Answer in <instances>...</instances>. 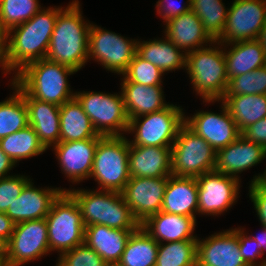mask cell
<instances>
[{
    "label": "cell",
    "instance_id": "39",
    "mask_svg": "<svg viewBox=\"0 0 266 266\" xmlns=\"http://www.w3.org/2000/svg\"><path fill=\"white\" fill-rule=\"evenodd\" d=\"M164 73L149 61L141 58L137 53L129 63L122 76L128 82H135L146 86H162Z\"/></svg>",
    "mask_w": 266,
    "mask_h": 266
},
{
    "label": "cell",
    "instance_id": "20",
    "mask_svg": "<svg viewBox=\"0 0 266 266\" xmlns=\"http://www.w3.org/2000/svg\"><path fill=\"white\" fill-rule=\"evenodd\" d=\"M266 158V149L240 135L234 142L216 151L214 171L240 180L239 173L252 168Z\"/></svg>",
    "mask_w": 266,
    "mask_h": 266
},
{
    "label": "cell",
    "instance_id": "26",
    "mask_svg": "<svg viewBox=\"0 0 266 266\" xmlns=\"http://www.w3.org/2000/svg\"><path fill=\"white\" fill-rule=\"evenodd\" d=\"M161 211L196 218L198 215V184L196 177H168Z\"/></svg>",
    "mask_w": 266,
    "mask_h": 266
},
{
    "label": "cell",
    "instance_id": "1",
    "mask_svg": "<svg viewBox=\"0 0 266 266\" xmlns=\"http://www.w3.org/2000/svg\"><path fill=\"white\" fill-rule=\"evenodd\" d=\"M80 6L78 0H73L59 11L46 54L47 60L71 67L76 72L89 62L91 23L83 19Z\"/></svg>",
    "mask_w": 266,
    "mask_h": 266
},
{
    "label": "cell",
    "instance_id": "24",
    "mask_svg": "<svg viewBox=\"0 0 266 266\" xmlns=\"http://www.w3.org/2000/svg\"><path fill=\"white\" fill-rule=\"evenodd\" d=\"M164 25H166L164 36L185 54L209 46L208 43L214 42L192 10L170 19Z\"/></svg>",
    "mask_w": 266,
    "mask_h": 266
},
{
    "label": "cell",
    "instance_id": "35",
    "mask_svg": "<svg viewBox=\"0 0 266 266\" xmlns=\"http://www.w3.org/2000/svg\"><path fill=\"white\" fill-rule=\"evenodd\" d=\"M222 0H191V10L201 20L205 32L217 41L225 28L228 7Z\"/></svg>",
    "mask_w": 266,
    "mask_h": 266
},
{
    "label": "cell",
    "instance_id": "31",
    "mask_svg": "<svg viewBox=\"0 0 266 266\" xmlns=\"http://www.w3.org/2000/svg\"><path fill=\"white\" fill-rule=\"evenodd\" d=\"M240 132L266 117V94L223 96L220 100Z\"/></svg>",
    "mask_w": 266,
    "mask_h": 266
},
{
    "label": "cell",
    "instance_id": "14",
    "mask_svg": "<svg viewBox=\"0 0 266 266\" xmlns=\"http://www.w3.org/2000/svg\"><path fill=\"white\" fill-rule=\"evenodd\" d=\"M198 215L217 216L234 206L240 197L241 180L216 171L196 177Z\"/></svg>",
    "mask_w": 266,
    "mask_h": 266
},
{
    "label": "cell",
    "instance_id": "16",
    "mask_svg": "<svg viewBox=\"0 0 266 266\" xmlns=\"http://www.w3.org/2000/svg\"><path fill=\"white\" fill-rule=\"evenodd\" d=\"M221 112L198 111L194 115H185V124L197 135L205 139L215 151L234 142L240 135L237 124L221 102Z\"/></svg>",
    "mask_w": 266,
    "mask_h": 266
},
{
    "label": "cell",
    "instance_id": "43",
    "mask_svg": "<svg viewBox=\"0 0 266 266\" xmlns=\"http://www.w3.org/2000/svg\"><path fill=\"white\" fill-rule=\"evenodd\" d=\"M248 192L261 225L266 226V180L250 184Z\"/></svg>",
    "mask_w": 266,
    "mask_h": 266
},
{
    "label": "cell",
    "instance_id": "51",
    "mask_svg": "<svg viewBox=\"0 0 266 266\" xmlns=\"http://www.w3.org/2000/svg\"><path fill=\"white\" fill-rule=\"evenodd\" d=\"M258 40L260 41L262 48L264 49V52L266 54V22L262 27Z\"/></svg>",
    "mask_w": 266,
    "mask_h": 266
},
{
    "label": "cell",
    "instance_id": "37",
    "mask_svg": "<svg viewBox=\"0 0 266 266\" xmlns=\"http://www.w3.org/2000/svg\"><path fill=\"white\" fill-rule=\"evenodd\" d=\"M40 9L39 0H0V24L9 31L30 20Z\"/></svg>",
    "mask_w": 266,
    "mask_h": 266
},
{
    "label": "cell",
    "instance_id": "25",
    "mask_svg": "<svg viewBox=\"0 0 266 266\" xmlns=\"http://www.w3.org/2000/svg\"><path fill=\"white\" fill-rule=\"evenodd\" d=\"M121 94L128 120L161 111L168 104L164 99L162 86H146L143 84L128 82L121 78Z\"/></svg>",
    "mask_w": 266,
    "mask_h": 266
},
{
    "label": "cell",
    "instance_id": "34",
    "mask_svg": "<svg viewBox=\"0 0 266 266\" xmlns=\"http://www.w3.org/2000/svg\"><path fill=\"white\" fill-rule=\"evenodd\" d=\"M11 88L13 94L0 102V139L29 125L24 97L14 86Z\"/></svg>",
    "mask_w": 266,
    "mask_h": 266
},
{
    "label": "cell",
    "instance_id": "22",
    "mask_svg": "<svg viewBox=\"0 0 266 266\" xmlns=\"http://www.w3.org/2000/svg\"><path fill=\"white\" fill-rule=\"evenodd\" d=\"M171 160V147L129 145L130 177H169Z\"/></svg>",
    "mask_w": 266,
    "mask_h": 266
},
{
    "label": "cell",
    "instance_id": "8",
    "mask_svg": "<svg viewBox=\"0 0 266 266\" xmlns=\"http://www.w3.org/2000/svg\"><path fill=\"white\" fill-rule=\"evenodd\" d=\"M171 175L198 177L214 171L216 151L185 123L171 147Z\"/></svg>",
    "mask_w": 266,
    "mask_h": 266
},
{
    "label": "cell",
    "instance_id": "46",
    "mask_svg": "<svg viewBox=\"0 0 266 266\" xmlns=\"http://www.w3.org/2000/svg\"><path fill=\"white\" fill-rule=\"evenodd\" d=\"M0 67L4 75L12 74L8 63V31L0 24Z\"/></svg>",
    "mask_w": 266,
    "mask_h": 266
},
{
    "label": "cell",
    "instance_id": "9",
    "mask_svg": "<svg viewBox=\"0 0 266 266\" xmlns=\"http://www.w3.org/2000/svg\"><path fill=\"white\" fill-rule=\"evenodd\" d=\"M184 123L185 112L176 104H170L158 112L132 118L129 120L127 133L134 135L129 145L172 147Z\"/></svg>",
    "mask_w": 266,
    "mask_h": 266
},
{
    "label": "cell",
    "instance_id": "28",
    "mask_svg": "<svg viewBox=\"0 0 266 266\" xmlns=\"http://www.w3.org/2000/svg\"><path fill=\"white\" fill-rule=\"evenodd\" d=\"M222 45L224 46L228 79L266 65V54L258 39ZM227 48L228 50H226Z\"/></svg>",
    "mask_w": 266,
    "mask_h": 266
},
{
    "label": "cell",
    "instance_id": "19",
    "mask_svg": "<svg viewBox=\"0 0 266 266\" xmlns=\"http://www.w3.org/2000/svg\"><path fill=\"white\" fill-rule=\"evenodd\" d=\"M30 180L17 199L9 206L6 215L15 223L45 218L52 203L65 191V188H37Z\"/></svg>",
    "mask_w": 266,
    "mask_h": 266
},
{
    "label": "cell",
    "instance_id": "32",
    "mask_svg": "<svg viewBox=\"0 0 266 266\" xmlns=\"http://www.w3.org/2000/svg\"><path fill=\"white\" fill-rule=\"evenodd\" d=\"M158 245L159 243L139 226L128 238L116 266H155Z\"/></svg>",
    "mask_w": 266,
    "mask_h": 266
},
{
    "label": "cell",
    "instance_id": "7",
    "mask_svg": "<svg viewBox=\"0 0 266 266\" xmlns=\"http://www.w3.org/2000/svg\"><path fill=\"white\" fill-rule=\"evenodd\" d=\"M45 218L50 252L57 251L60 256L84 243L85 226L81 212L78 204L66 191L52 203Z\"/></svg>",
    "mask_w": 266,
    "mask_h": 266
},
{
    "label": "cell",
    "instance_id": "40",
    "mask_svg": "<svg viewBox=\"0 0 266 266\" xmlns=\"http://www.w3.org/2000/svg\"><path fill=\"white\" fill-rule=\"evenodd\" d=\"M55 266H110L85 242L62 253Z\"/></svg>",
    "mask_w": 266,
    "mask_h": 266
},
{
    "label": "cell",
    "instance_id": "5",
    "mask_svg": "<svg viewBox=\"0 0 266 266\" xmlns=\"http://www.w3.org/2000/svg\"><path fill=\"white\" fill-rule=\"evenodd\" d=\"M74 73L71 67L45 58L27 64L16 74L15 81L31 97L61 106L75 97L68 80Z\"/></svg>",
    "mask_w": 266,
    "mask_h": 266
},
{
    "label": "cell",
    "instance_id": "50",
    "mask_svg": "<svg viewBox=\"0 0 266 266\" xmlns=\"http://www.w3.org/2000/svg\"><path fill=\"white\" fill-rule=\"evenodd\" d=\"M0 266H8L7 243L0 239Z\"/></svg>",
    "mask_w": 266,
    "mask_h": 266
},
{
    "label": "cell",
    "instance_id": "41",
    "mask_svg": "<svg viewBox=\"0 0 266 266\" xmlns=\"http://www.w3.org/2000/svg\"><path fill=\"white\" fill-rule=\"evenodd\" d=\"M25 175H11L0 178V212L6 213L10 205L17 199L24 186L31 180Z\"/></svg>",
    "mask_w": 266,
    "mask_h": 266
},
{
    "label": "cell",
    "instance_id": "38",
    "mask_svg": "<svg viewBox=\"0 0 266 266\" xmlns=\"http://www.w3.org/2000/svg\"><path fill=\"white\" fill-rule=\"evenodd\" d=\"M266 94V65L228 79L224 96Z\"/></svg>",
    "mask_w": 266,
    "mask_h": 266
},
{
    "label": "cell",
    "instance_id": "13",
    "mask_svg": "<svg viewBox=\"0 0 266 266\" xmlns=\"http://www.w3.org/2000/svg\"><path fill=\"white\" fill-rule=\"evenodd\" d=\"M50 254L46 218L15 224L7 242L8 266H23Z\"/></svg>",
    "mask_w": 266,
    "mask_h": 266
},
{
    "label": "cell",
    "instance_id": "12",
    "mask_svg": "<svg viewBox=\"0 0 266 266\" xmlns=\"http://www.w3.org/2000/svg\"><path fill=\"white\" fill-rule=\"evenodd\" d=\"M228 8L221 44L259 38L266 22V0H234Z\"/></svg>",
    "mask_w": 266,
    "mask_h": 266
},
{
    "label": "cell",
    "instance_id": "10",
    "mask_svg": "<svg viewBox=\"0 0 266 266\" xmlns=\"http://www.w3.org/2000/svg\"><path fill=\"white\" fill-rule=\"evenodd\" d=\"M75 97L99 135L124 136L127 133L129 120L121 92L111 94L100 91H76Z\"/></svg>",
    "mask_w": 266,
    "mask_h": 266
},
{
    "label": "cell",
    "instance_id": "52",
    "mask_svg": "<svg viewBox=\"0 0 266 266\" xmlns=\"http://www.w3.org/2000/svg\"><path fill=\"white\" fill-rule=\"evenodd\" d=\"M266 180V169L264 170L263 174L259 173L258 175H255L253 179H251L250 184H255L260 181H265Z\"/></svg>",
    "mask_w": 266,
    "mask_h": 266
},
{
    "label": "cell",
    "instance_id": "11",
    "mask_svg": "<svg viewBox=\"0 0 266 266\" xmlns=\"http://www.w3.org/2000/svg\"><path fill=\"white\" fill-rule=\"evenodd\" d=\"M137 40L91 23L88 59L97 61L107 71L122 75L137 53Z\"/></svg>",
    "mask_w": 266,
    "mask_h": 266
},
{
    "label": "cell",
    "instance_id": "4",
    "mask_svg": "<svg viewBox=\"0 0 266 266\" xmlns=\"http://www.w3.org/2000/svg\"><path fill=\"white\" fill-rule=\"evenodd\" d=\"M185 70L193 89L202 97L204 103L214 104L223 98L228 85V76L221 43L214 41L209 47L187 53Z\"/></svg>",
    "mask_w": 266,
    "mask_h": 266
},
{
    "label": "cell",
    "instance_id": "6",
    "mask_svg": "<svg viewBox=\"0 0 266 266\" xmlns=\"http://www.w3.org/2000/svg\"><path fill=\"white\" fill-rule=\"evenodd\" d=\"M90 178L98 190L122 192L130 179L129 140L126 136H103L97 143Z\"/></svg>",
    "mask_w": 266,
    "mask_h": 266
},
{
    "label": "cell",
    "instance_id": "17",
    "mask_svg": "<svg viewBox=\"0 0 266 266\" xmlns=\"http://www.w3.org/2000/svg\"><path fill=\"white\" fill-rule=\"evenodd\" d=\"M197 266H249L240 254L238 228L198 238Z\"/></svg>",
    "mask_w": 266,
    "mask_h": 266
},
{
    "label": "cell",
    "instance_id": "49",
    "mask_svg": "<svg viewBox=\"0 0 266 266\" xmlns=\"http://www.w3.org/2000/svg\"><path fill=\"white\" fill-rule=\"evenodd\" d=\"M263 228L260 235H251L253 239L257 241V244L259 246V249L261 250L262 254L264 255L265 249H266V226L261 225Z\"/></svg>",
    "mask_w": 266,
    "mask_h": 266
},
{
    "label": "cell",
    "instance_id": "23",
    "mask_svg": "<svg viewBox=\"0 0 266 266\" xmlns=\"http://www.w3.org/2000/svg\"><path fill=\"white\" fill-rule=\"evenodd\" d=\"M194 217L159 211L140 226L158 243L197 240Z\"/></svg>",
    "mask_w": 266,
    "mask_h": 266
},
{
    "label": "cell",
    "instance_id": "29",
    "mask_svg": "<svg viewBox=\"0 0 266 266\" xmlns=\"http://www.w3.org/2000/svg\"><path fill=\"white\" fill-rule=\"evenodd\" d=\"M137 54L157 66L164 74L186 69V54L166 36L149 41L137 40Z\"/></svg>",
    "mask_w": 266,
    "mask_h": 266
},
{
    "label": "cell",
    "instance_id": "30",
    "mask_svg": "<svg viewBox=\"0 0 266 266\" xmlns=\"http://www.w3.org/2000/svg\"><path fill=\"white\" fill-rule=\"evenodd\" d=\"M76 97L60 106V142L101 139Z\"/></svg>",
    "mask_w": 266,
    "mask_h": 266
},
{
    "label": "cell",
    "instance_id": "33",
    "mask_svg": "<svg viewBox=\"0 0 266 266\" xmlns=\"http://www.w3.org/2000/svg\"><path fill=\"white\" fill-rule=\"evenodd\" d=\"M0 148L16 164L22 159L38 156L47 150L40 142L33 127L30 125L1 138Z\"/></svg>",
    "mask_w": 266,
    "mask_h": 266
},
{
    "label": "cell",
    "instance_id": "36",
    "mask_svg": "<svg viewBox=\"0 0 266 266\" xmlns=\"http://www.w3.org/2000/svg\"><path fill=\"white\" fill-rule=\"evenodd\" d=\"M155 266H197V240L159 243Z\"/></svg>",
    "mask_w": 266,
    "mask_h": 266
},
{
    "label": "cell",
    "instance_id": "27",
    "mask_svg": "<svg viewBox=\"0 0 266 266\" xmlns=\"http://www.w3.org/2000/svg\"><path fill=\"white\" fill-rule=\"evenodd\" d=\"M133 231L135 230H120L99 224L89 225L85 227L84 242L112 266L120 261Z\"/></svg>",
    "mask_w": 266,
    "mask_h": 266
},
{
    "label": "cell",
    "instance_id": "2",
    "mask_svg": "<svg viewBox=\"0 0 266 266\" xmlns=\"http://www.w3.org/2000/svg\"><path fill=\"white\" fill-rule=\"evenodd\" d=\"M62 6L40 9L30 20L8 31V63L16 74L30 62L46 58L56 18Z\"/></svg>",
    "mask_w": 266,
    "mask_h": 266
},
{
    "label": "cell",
    "instance_id": "18",
    "mask_svg": "<svg viewBox=\"0 0 266 266\" xmlns=\"http://www.w3.org/2000/svg\"><path fill=\"white\" fill-rule=\"evenodd\" d=\"M100 139L59 142L52 146L62 174L74 184L89 180Z\"/></svg>",
    "mask_w": 266,
    "mask_h": 266
},
{
    "label": "cell",
    "instance_id": "21",
    "mask_svg": "<svg viewBox=\"0 0 266 266\" xmlns=\"http://www.w3.org/2000/svg\"><path fill=\"white\" fill-rule=\"evenodd\" d=\"M14 86L24 97L29 125L33 127L46 149L60 142V106L31 97L16 81Z\"/></svg>",
    "mask_w": 266,
    "mask_h": 266
},
{
    "label": "cell",
    "instance_id": "48",
    "mask_svg": "<svg viewBox=\"0 0 266 266\" xmlns=\"http://www.w3.org/2000/svg\"><path fill=\"white\" fill-rule=\"evenodd\" d=\"M16 166V163L0 148V178L11 176L9 171Z\"/></svg>",
    "mask_w": 266,
    "mask_h": 266
},
{
    "label": "cell",
    "instance_id": "47",
    "mask_svg": "<svg viewBox=\"0 0 266 266\" xmlns=\"http://www.w3.org/2000/svg\"><path fill=\"white\" fill-rule=\"evenodd\" d=\"M15 223L5 214L0 212V239L6 243L14 232Z\"/></svg>",
    "mask_w": 266,
    "mask_h": 266
},
{
    "label": "cell",
    "instance_id": "42",
    "mask_svg": "<svg viewBox=\"0 0 266 266\" xmlns=\"http://www.w3.org/2000/svg\"><path fill=\"white\" fill-rule=\"evenodd\" d=\"M244 230L243 227H238L240 254L249 266H266V259H262L261 263L259 261V264L256 262L263 254L259 249L257 241L251 236H248Z\"/></svg>",
    "mask_w": 266,
    "mask_h": 266
},
{
    "label": "cell",
    "instance_id": "3",
    "mask_svg": "<svg viewBox=\"0 0 266 266\" xmlns=\"http://www.w3.org/2000/svg\"><path fill=\"white\" fill-rule=\"evenodd\" d=\"M65 191L78 204L85 227L99 224L120 230H136L140 226L120 192L98 188Z\"/></svg>",
    "mask_w": 266,
    "mask_h": 266
},
{
    "label": "cell",
    "instance_id": "44",
    "mask_svg": "<svg viewBox=\"0 0 266 266\" xmlns=\"http://www.w3.org/2000/svg\"><path fill=\"white\" fill-rule=\"evenodd\" d=\"M175 1L176 0H158L156 2V12L164 20V23L191 10V0H187V2L182 5L175 3ZM180 3L182 2L180 1Z\"/></svg>",
    "mask_w": 266,
    "mask_h": 266
},
{
    "label": "cell",
    "instance_id": "45",
    "mask_svg": "<svg viewBox=\"0 0 266 266\" xmlns=\"http://www.w3.org/2000/svg\"><path fill=\"white\" fill-rule=\"evenodd\" d=\"M241 135L266 149V117L245 128Z\"/></svg>",
    "mask_w": 266,
    "mask_h": 266
},
{
    "label": "cell",
    "instance_id": "15",
    "mask_svg": "<svg viewBox=\"0 0 266 266\" xmlns=\"http://www.w3.org/2000/svg\"><path fill=\"white\" fill-rule=\"evenodd\" d=\"M167 182L168 177H130L121 194L140 225L161 211Z\"/></svg>",
    "mask_w": 266,
    "mask_h": 266
}]
</instances>
